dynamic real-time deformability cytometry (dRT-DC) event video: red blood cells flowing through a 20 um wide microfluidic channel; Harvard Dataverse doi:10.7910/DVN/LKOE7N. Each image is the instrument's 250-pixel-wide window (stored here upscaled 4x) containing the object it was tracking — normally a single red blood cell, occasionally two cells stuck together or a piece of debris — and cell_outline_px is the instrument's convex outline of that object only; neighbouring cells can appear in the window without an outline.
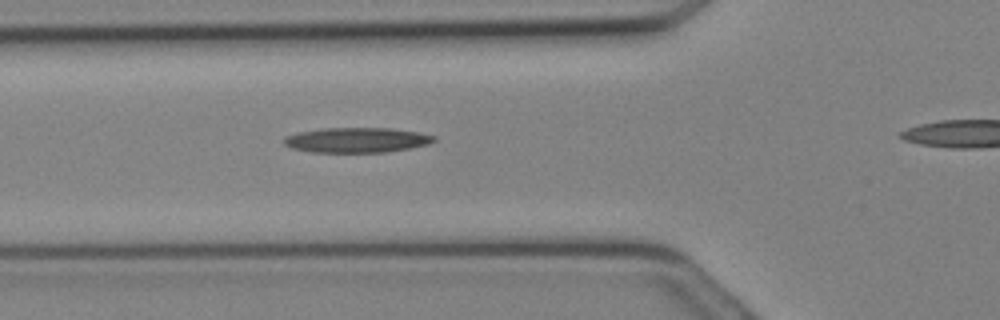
{"species": "Egyptian fruit bat (a non-hibernating species)", "species_latin": "Rousettus aegyptiacus", "temperature_condition": "cold", "stored_images_in_passage": 7, "segment_of_instrument_passage": [1, 2], "camera_frame_rate_fps": 3000, "um_per_image_px": 0.085, "animal": {"sex": "female"}, "frame": {"image": 1, "passage_image": 4, "time_ms": 1.0, "image_size_px": [1000, 320], "cell_outline_px": [[436, 140], [428, 144], [408, 148], [384, 152], [312, 152], [292, 148], [284, 144], [280, 140], [284, 136], [296, 132], [324, 128], [392, 128], [420, 132], [436, 136]], "centroid_in_image_um": [30.28, 11.89], "position_along_channel_um": 95.5, "area_um2": 22.02}}
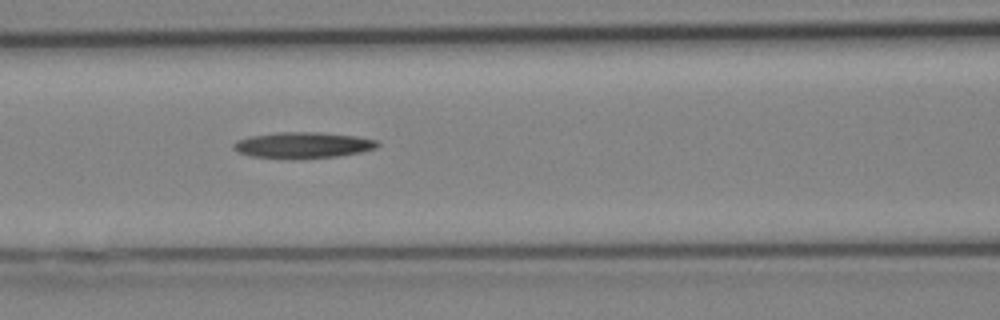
{"frame": {"image": 2, "passage_image": 6, "time_ms": 1.667, "image_size_px": [1000, 320], "cell_outline_px": [[380, 144], [376, 148], [360, 152], [336, 156], [252, 156], [240, 152], [232, 148], [232, 144], [236, 140], [252, 136], [280, 132], [316, 132], [356, 136], [376, 140]], "centroid_in_image_um": [25.77, 12.29], "position_along_channel_um": 140.8, "area_um2": 20.69}}